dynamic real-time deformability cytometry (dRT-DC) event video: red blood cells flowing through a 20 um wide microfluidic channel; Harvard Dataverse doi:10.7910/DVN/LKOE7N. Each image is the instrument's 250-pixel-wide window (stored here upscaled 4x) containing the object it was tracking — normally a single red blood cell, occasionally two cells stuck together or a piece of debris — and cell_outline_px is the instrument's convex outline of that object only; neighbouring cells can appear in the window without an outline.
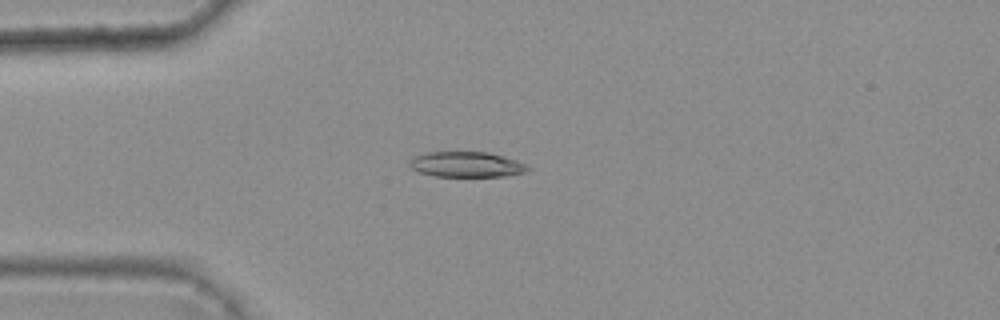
{"species": "common noctule bat (a hibernating species)", "species_latin": "Nyctalus noctula", "temperature_condition": "warm", "stored_images_in_passage": 7, "camera_frame_rate_fps": 3000, "um_per_image_px": 0.085, "animal": {"sex": "female", "body_mass_g": 25.1}, "frame": {"image": 1, "passage_image": 4, "time_ms": 1.0, "image_size_px": [1000, 320], "cell_outline_px": [[532, 168], [528, 172], [508, 176], [436, 176], [420, 172], [412, 168], [408, 164], [412, 156], [424, 152], [488, 152], [504, 156], [516, 160]], "centroid_in_image_um": [39.66, 13.97], "position_along_channel_um": 45.3, "area_um2": 17.63}}
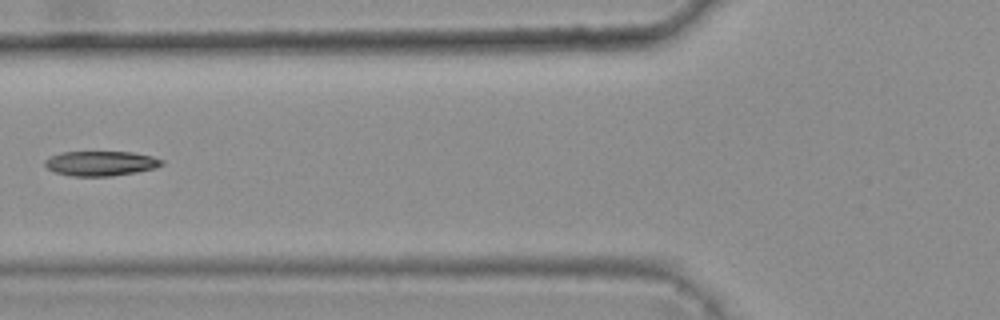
{"frame": {"image": 2, "passage_image": 6, "time_ms": 1.667, "image_size_px": [1000, 320], "cell_outline_px": [[164, 164], [156, 168], [136, 172], [112, 176], [72, 176], [56, 172], [48, 168], [44, 164], [44, 160], [60, 152], [132, 152], [152, 156], [164, 160]], "centroid_in_image_um": [8.6, 13.88], "position_along_channel_um": 117.2, "area_um2": 16.88}}
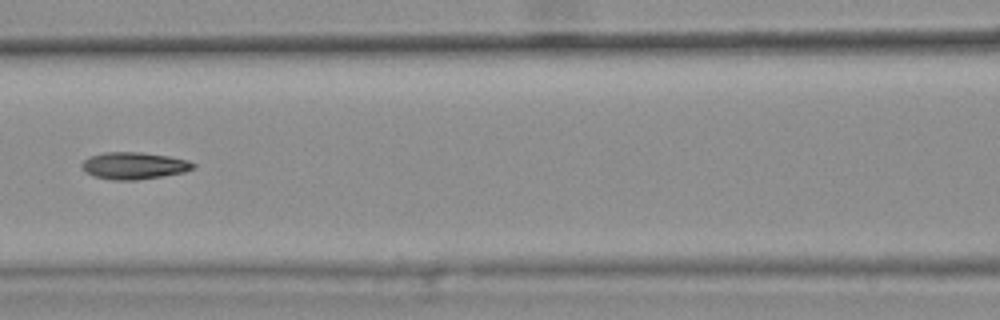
{"frame": {"image": 3, "passage_image": 7, "time_ms": 2.0, "image_size_px": [1000, 320], "cell_outline_px": [[196, 168], [184, 172], [136, 180], [112, 180], [92, 176], [80, 164], [84, 160], [92, 156], [104, 152], [140, 152], [168, 156], [188, 160], [196, 164]], "centroid_in_image_um": [11.42, 14.08], "position_along_channel_um": 155.2, "area_um2": 17.4}}